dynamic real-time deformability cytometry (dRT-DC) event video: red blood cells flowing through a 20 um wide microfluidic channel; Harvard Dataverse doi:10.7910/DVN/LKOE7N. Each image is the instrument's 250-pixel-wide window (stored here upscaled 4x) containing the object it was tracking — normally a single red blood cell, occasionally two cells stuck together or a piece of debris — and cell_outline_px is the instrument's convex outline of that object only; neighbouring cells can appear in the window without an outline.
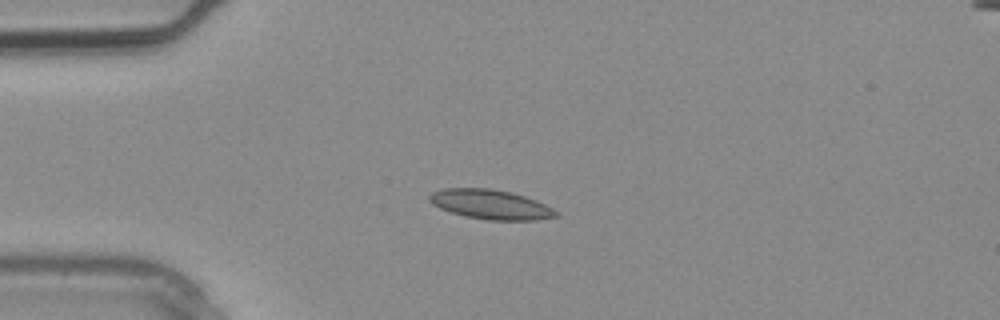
{"species": "common noctule bat (a hibernating species)", "species_latin": "Nyctalus noctula", "temperature_condition": "warm", "stored_images_in_passage": 3, "segment_of_instrument_passage": [1, 2], "camera_frame_rate_fps": 3000, "um_per_image_px": 0.085, "animal": {"sex": "male", "body_mass_g": 20.4}, "frame": {"image": 1, "passage_image": 2, "time_ms": 0.333, "image_size_px": [1000, 320], "cell_outline_px": [[560, 216], [536, 220], [488, 220], [464, 216], [440, 208], [432, 204], [428, 200], [428, 196], [432, 192], [444, 188], [488, 188], [512, 192], [536, 200], [552, 208]], "centroid_in_image_um": [41.69, 17.37], "position_along_channel_um": 43.3, "area_um2": 21.79}}